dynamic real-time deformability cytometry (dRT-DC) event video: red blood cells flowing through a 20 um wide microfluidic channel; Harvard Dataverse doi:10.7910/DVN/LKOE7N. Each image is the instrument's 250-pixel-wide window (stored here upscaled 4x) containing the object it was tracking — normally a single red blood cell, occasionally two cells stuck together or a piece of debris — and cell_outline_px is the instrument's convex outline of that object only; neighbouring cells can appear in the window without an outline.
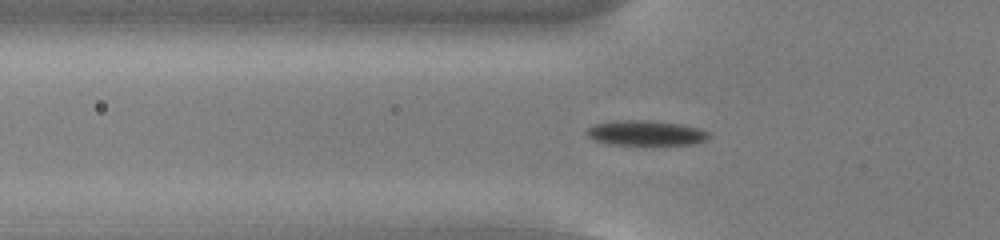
{"species": "common noctule bat (a hibernating species)", "species_latin": "Nyctalus noctula", "temperature_condition": "cold", "stored_images_in_passage": 54, "camera_frame_rate_fps": 3000, "um_per_image_px": 0.085, "animal": {"sex": "male", "body_mass_g": 13.0, "forearm_length_mm": 53.1}, "frame": {"image": 1, "passage_image": 18, "time_ms": 5.667, "image_size_px": [1000, 240], "cell_outline_px": [[712, 136], [708, 140], [696, 144], [652, 148], [612, 144], [592, 140], [588, 136], [588, 128], [596, 124], [616, 120], [652, 120], [680, 124], [700, 128], [708, 132]], "centroid_in_image_um": [55.0, 11.36], "position_along_channel_um": 70.8, "area_um2": 19.02}}
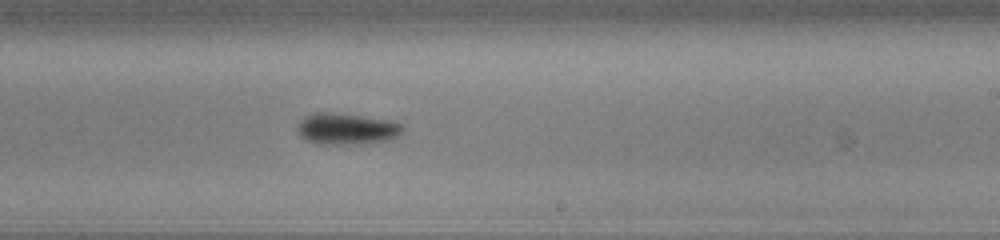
{"frame": {"image": 2, "passage_image": 33, "time_ms": 10.667, "image_size_px": [1000, 240], "cell_outline_px": [[404, 132], [400, 136], [388, 140], [356, 144], [320, 144], [308, 140], [300, 136], [296, 128], [300, 120], [304, 116], [316, 112], [332, 112], [364, 116], [392, 120], [404, 124]], "centroid_in_image_um": [29.51, 10.94], "position_along_channel_um": 259.5, "area_um2": 19.59}}
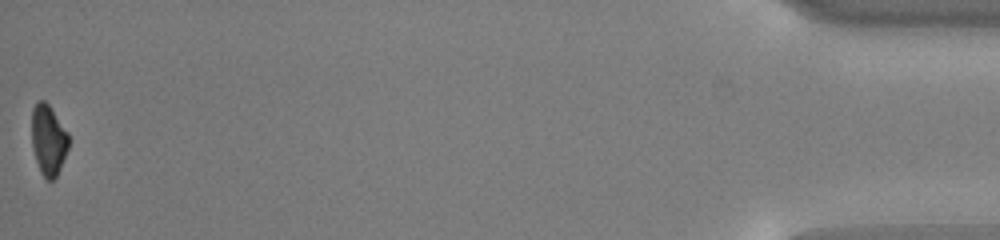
{"frame": {"image": 3, "passage_image": 54, "time_ms": 17.667, "image_size_px": [1000, 240], "cell_outline_px": [[68, 148], [60, 168], [56, 176], [52, 180], [48, 180], [40, 172], [32, 148], [32, 108], [36, 100], [44, 100], [48, 104], [68, 132]], "centroid_in_image_um": [4.1, 11.87], "position_along_channel_um": 431.1, "area_um2": 15.09}, "authors_computed_cell_mechanics": {"area_um2": 17.3978, "velocity_mm_per_s": 3.7869, "shape_relaxation_time_tau1_ms": 1.5266, "shape_relaxation_time_tau2_ms": null, "deformation_change_tau1": 0.1152, "deformation_change_tau2": null}}